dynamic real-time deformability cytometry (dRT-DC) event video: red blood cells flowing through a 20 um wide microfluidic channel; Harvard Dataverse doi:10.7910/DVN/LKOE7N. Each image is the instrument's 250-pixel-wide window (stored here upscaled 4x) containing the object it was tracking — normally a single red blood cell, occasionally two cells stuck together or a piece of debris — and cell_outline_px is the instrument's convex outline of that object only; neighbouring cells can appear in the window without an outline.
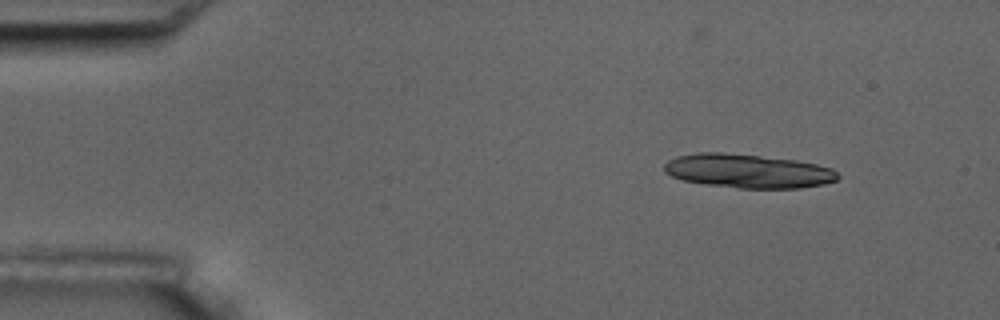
{"species": "common noctule bat (a hibernating species)", "species_latin": "Nyctalus noctula", "temperature_condition": "room temperature", "stored_images_in_passage": 4, "camera_frame_rate_fps": 3000, "um_per_image_px": 0.085, "animal": {"sex": "male", "body_mass_g": 17.5, "forearm_length_mm": 52.3}, "frame": {"image": 1, "passage_image": 1, "time_ms": 0.0, "image_size_px": [1000, 320], "cell_outline_px": [[840, 176], [836, 180], [824, 184], [800, 188], [740, 188], [708, 184], [684, 180], [672, 176], [664, 172], [664, 164], [668, 160], [676, 156], [696, 152], [724, 152], [796, 160], [816, 164], [832, 168]], "centroid_in_image_um": [63.57, 14.53], "position_along_channel_um": 21.4, "area_um2": 34.22}}